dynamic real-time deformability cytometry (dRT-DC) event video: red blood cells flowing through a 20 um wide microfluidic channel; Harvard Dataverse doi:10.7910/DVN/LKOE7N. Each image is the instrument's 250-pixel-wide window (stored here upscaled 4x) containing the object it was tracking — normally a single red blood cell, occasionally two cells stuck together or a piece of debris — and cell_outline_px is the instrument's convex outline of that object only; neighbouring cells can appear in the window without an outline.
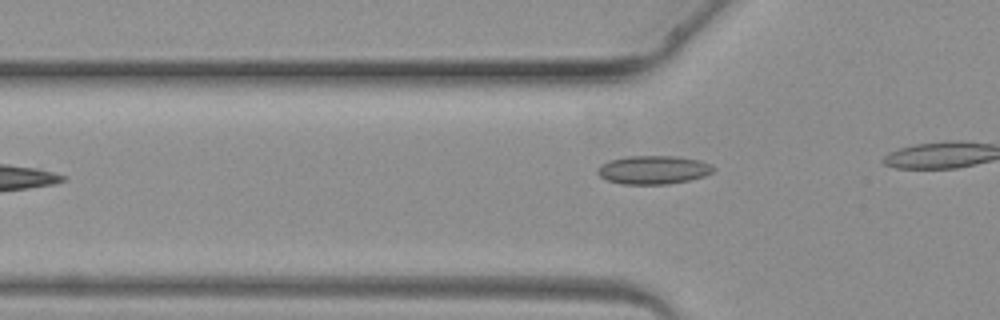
{"species": "common noctule bat (a hibernating species)", "species_latin": "Nyctalus noctula", "temperature_condition": "warm", "stored_images_in_passage": 5, "camera_frame_rate_fps": 3000, "um_per_image_px": 0.085, "animal": {"sex": "female", "body_mass_g": 19.3, "forearm_length_mm": 54.1}, "frame": {"image": 1, "passage_image": 3, "time_ms": 2.333, "image_size_px": [1000, 320], "cell_outline_px": [[716, 168], [712, 172], [704, 176], [688, 180], [668, 184], [620, 184], [608, 180], [600, 176], [596, 172], [596, 168], [600, 164], [608, 160], [624, 156], [676, 156], [700, 160]], "centroid_in_image_um": [55.48, 14.43], "position_along_channel_um": 70.3, "area_um2": 19.36}}
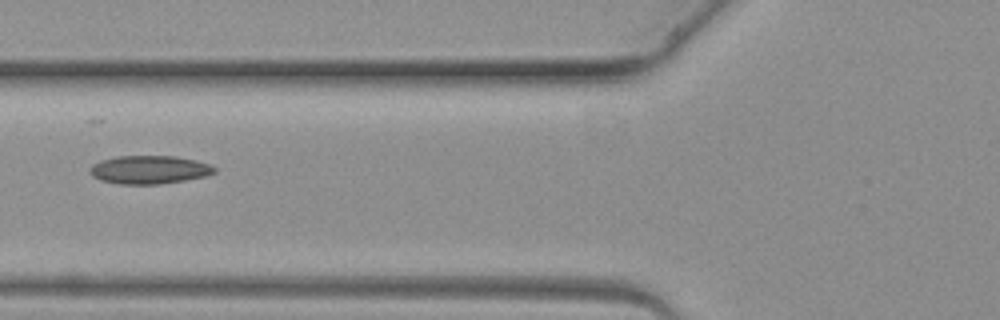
{"frame": {"image": 2, "passage_image": 5, "time_ms": 4.667, "image_size_px": [1000, 320], "cell_outline_px": [[216, 172], [204, 176], [184, 180], [156, 184], [116, 184], [100, 180], [92, 176], [88, 172], [88, 168], [92, 164], [100, 160], [116, 156], [176, 156], [196, 160], [212, 164], [216, 168]], "centroid_in_image_um": [12.65, 14.42], "position_along_channel_um": 113.2, "area_um2": 20.75}}